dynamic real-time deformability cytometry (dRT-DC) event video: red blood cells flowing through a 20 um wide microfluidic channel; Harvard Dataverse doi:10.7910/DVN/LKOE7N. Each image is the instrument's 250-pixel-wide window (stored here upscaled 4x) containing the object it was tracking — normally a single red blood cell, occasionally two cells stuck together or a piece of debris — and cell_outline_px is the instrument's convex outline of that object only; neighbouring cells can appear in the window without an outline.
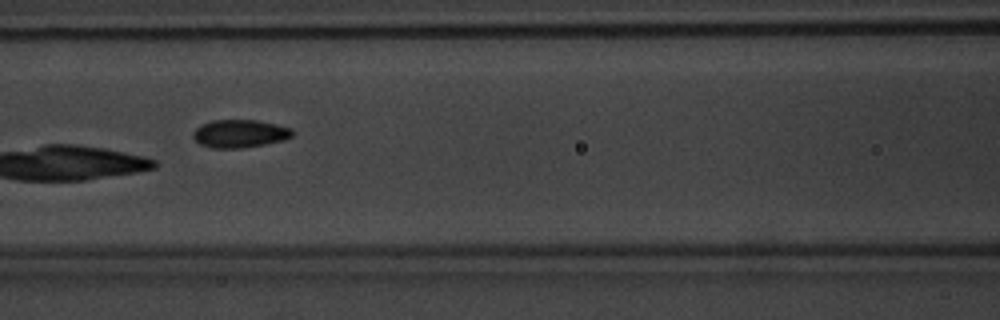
{"species": "common noctule bat (a hibernating species)", "species_latin": "Nyctalus noctula", "temperature_condition": "warm", "stored_images_in_passage": 8, "camera_frame_rate_fps": 3000, "um_per_image_px": 0.085, "animal": {"sex": "male", "body_mass_g": 20.1, "forearm_length_mm": 53.5}, "frame": {"image": 1, "passage_image": 6, "time_ms": 5.667, "image_size_px": [1000, 320], "cell_outline_px": [[296, 132], [292, 136], [284, 140], [264, 144], [240, 148], [212, 148], [200, 144], [192, 136], [192, 132], [200, 124], [212, 120], [256, 120], [276, 124], [292, 128]], "centroid_in_image_um": [20.38, 11.35], "position_along_channel_um": 146.2, "area_um2": 16.3}}
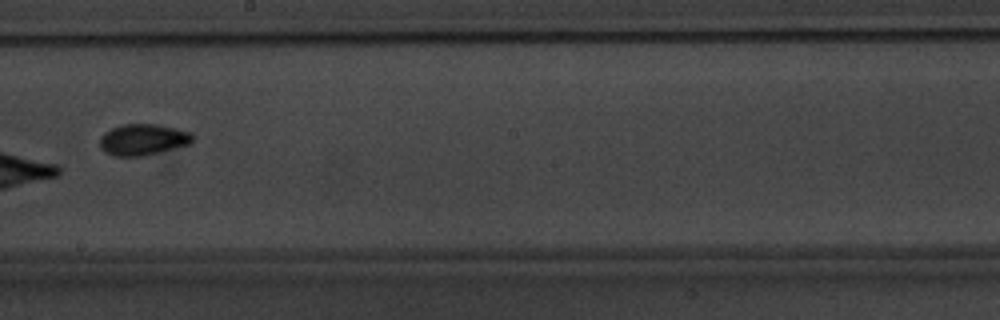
{"frame": {"image": 2, "passage_image": 8, "time_ms": 8.0, "image_size_px": [1000, 320], "cell_outline_px": [[196, 136], [192, 144], [144, 156], [112, 156], [104, 152], [100, 148], [100, 136], [104, 132], [112, 128], [124, 124], [160, 124], [192, 132]], "centroid_in_image_um": [12.2, 11.87], "position_along_channel_um": 236.0, "area_um2": 17.34}}